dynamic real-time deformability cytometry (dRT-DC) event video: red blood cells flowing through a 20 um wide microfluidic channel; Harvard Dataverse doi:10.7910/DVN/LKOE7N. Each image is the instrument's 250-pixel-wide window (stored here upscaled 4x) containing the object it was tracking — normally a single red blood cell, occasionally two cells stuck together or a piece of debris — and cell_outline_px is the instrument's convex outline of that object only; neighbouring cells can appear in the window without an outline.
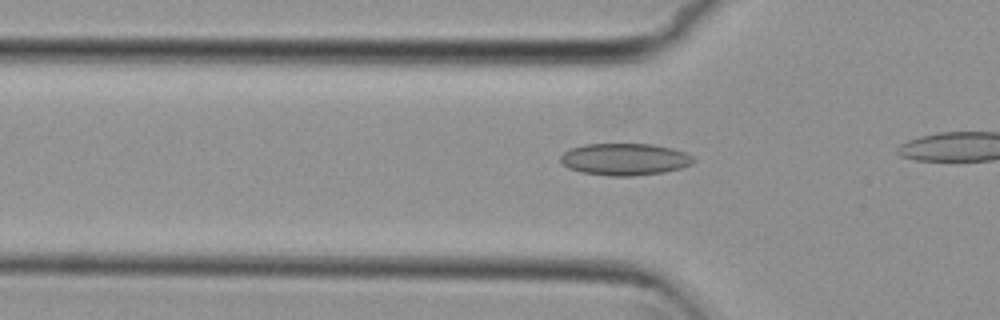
{"species": "common noctule bat (a hibernating species)", "species_latin": "Nyctalus noctula", "temperature_condition": "cold", "stored_images_in_passage": 13, "camera_frame_rate_fps": 3000, "um_per_image_px": 0.085, "animal": {"sex": "female", "body_mass_g": 29.2, "forearm_length_mm": 56.3}, "frame": {"image": 1, "passage_image": 10, "time_ms": 3.0, "image_size_px": [1000, 320], "cell_outline_px": [[696, 160], [692, 164], [680, 168], [664, 172], [632, 176], [608, 176], [580, 172], [568, 168], [560, 160], [560, 156], [564, 152], [572, 148], [584, 144], [652, 144], [672, 148], [684, 152], [692, 156]], "centroid_in_image_um": [53.1, 13.54], "position_along_channel_um": 72.7, "area_um2": 24.8}}